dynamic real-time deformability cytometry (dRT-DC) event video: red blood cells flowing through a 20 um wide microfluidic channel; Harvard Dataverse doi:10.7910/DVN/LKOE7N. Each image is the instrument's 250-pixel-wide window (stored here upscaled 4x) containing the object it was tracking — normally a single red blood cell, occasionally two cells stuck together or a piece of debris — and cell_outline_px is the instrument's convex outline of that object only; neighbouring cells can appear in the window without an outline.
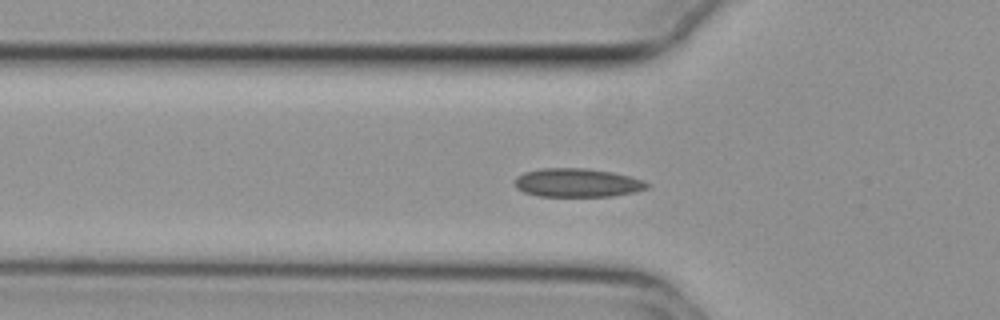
{"species": "common noctule bat (a hibernating species)", "species_latin": "Nyctalus noctula", "temperature_condition": "cold", "stored_images_in_passage": 34, "camera_frame_rate_fps": 3000, "um_per_image_px": 0.085, "animal": {"sex": "female", "body_mass_g": 29.2, "forearm_length_mm": 56.3}, "frame": {"image": 1, "passage_image": 3, "time_ms": 0.667, "image_size_px": [1000, 320], "cell_outline_px": [[652, 184], [648, 188], [636, 192], [612, 196], [536, 196], [524, 192], [516, 188], [516, 176], [524, 172], [540, 168], [584, 168], [612, 172], [644, 180]], "centroid_in_image_um": [49.09, 15.53], "position_along_channel_um": 76.7, "area_um2": 22.2}}
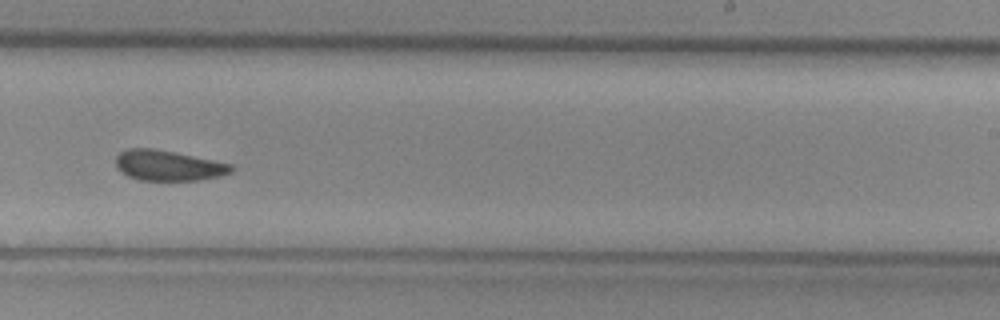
{"frame": {"image": 2, "passage_image": 19, "time_ms": 6.0, "image_size_px": [1000, 320], "cell_outline_px": [[232, 172], [220, 176], [196, 180], [140, 180], [128, 176], [120, 172], [116, 168], [116, 156], [120, 152], [128, 148], [152, 148], [232, 164]], "centroid_in_image_um": [14.25, 14.07], "position_along_channel_um": 274.8, "area_um2": 20.23}}
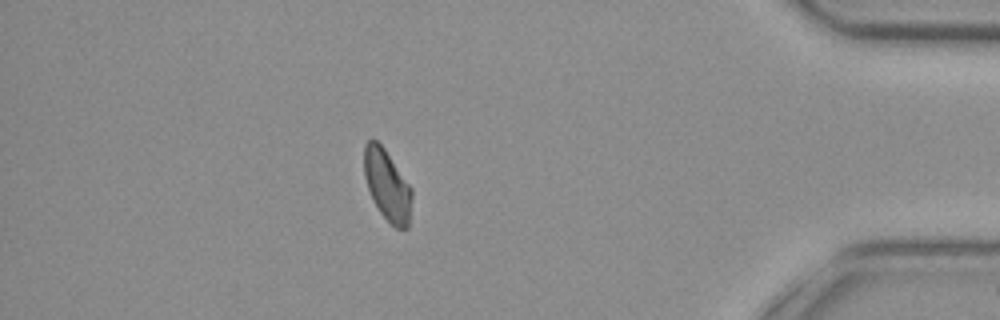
{"frame": {"image": 3, "passage_image": 33, "time_ms": 10.667, "image_size_px": [1000, 320], "cell_outline_px": [[412, 196], [408, 228], [396, 228], [380, 212], [372, 200], [364, 176], [364, 144], [372, 136], [384, 148], [412, 188]], "centroid_in_image_um": [32.9, 15.71], "position_along_channel_um": 402.3, "area_um2": 19.71}}